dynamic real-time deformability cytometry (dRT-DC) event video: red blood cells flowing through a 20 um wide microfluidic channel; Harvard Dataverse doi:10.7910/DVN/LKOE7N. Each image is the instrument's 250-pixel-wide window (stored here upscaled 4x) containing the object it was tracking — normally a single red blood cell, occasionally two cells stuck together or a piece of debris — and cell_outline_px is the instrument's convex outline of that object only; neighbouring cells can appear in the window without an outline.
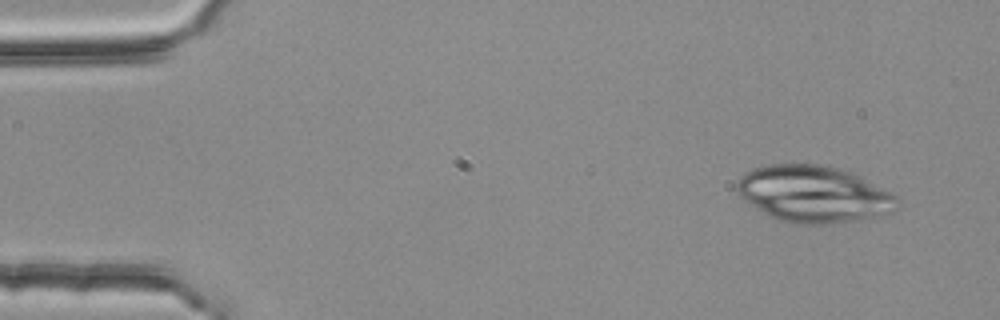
{"species": "common noctule bat (a hibernating species)", "species_latin": "Nyctalus noctula", "temperature_condition": "room temperature", "stored_images_in_passage": 4, "camera_frame_rate_fps": 3000, "um_per_image_px": 0.085, "animal": {"sex": "female", "body_mass_g": 25.1}, "frame": {"image": 1, "passage_image": 1, "time_ms": 0.0, "image_size_px": [1000, 320], "cell_outline_px": [[900, 208], [892, 212], [872, 216], [848, 220], [820, 224], [792, 224], [768, 216], [756, 208], [740, 196], [736, 192], [736, 184], [740, 176], [752, 168], [768, 164], [816, 164], [836, 168], [848, 172], [896, 196], [900, 200]], "centroid_in_image_um": [69.08, 16.49], "position_along_channel_um": 15.9, "area_um2": 52.14}}